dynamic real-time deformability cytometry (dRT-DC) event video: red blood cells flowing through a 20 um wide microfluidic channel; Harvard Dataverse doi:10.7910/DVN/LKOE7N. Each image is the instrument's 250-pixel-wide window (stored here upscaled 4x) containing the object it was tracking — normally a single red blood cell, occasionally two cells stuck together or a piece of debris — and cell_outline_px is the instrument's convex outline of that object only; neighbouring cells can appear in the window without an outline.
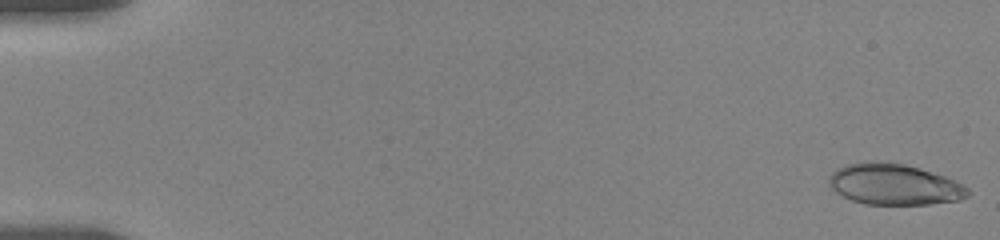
{"species": "human", "species_latin": "Homo sapiens", "temperature_condition": "room temperature", "stored_images_in_passage": 24, "camera_frame_rate_fps": 3000, "um_per_image_px": 0.085, "donor": {"sex": "female"}, "frame": {"image": 1, "passage_image": 1, "time_ms": 0.0, "image_size_px": [1000, 240], "cell_outline_px": [[968, 196], [960, 200], [928, 204], [864, 204], [852, 200], [836, 192], [828, 184], [828, 176], [836, 168], [848, 164], [868, 160], [876, 160], [904, 164], [920, 168], [944, 176], [968, 188]], "centroid_in_image_um": [75.95, 15.66], "position_along_channel_um": 9.0, "area_um2": 33.18}}
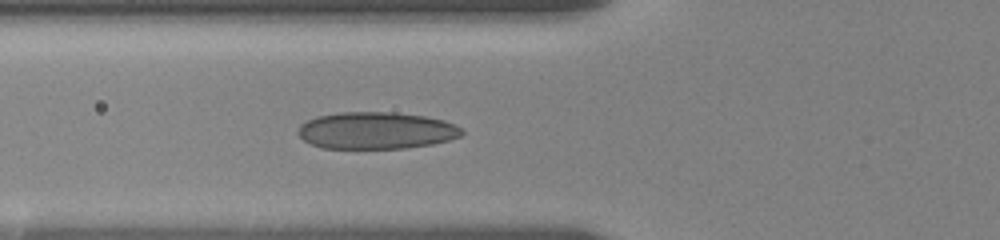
{"frame": {"image": 2, "passage_image": 18, "time_ms": 6.667, "image_size_px": [1000, 240], "cell_outline_px": [[464, 132], [460, 136], [448, 140], [432, 144], [404, 148], [320, 148], [304, 140], [296, 132], [300, 124], [316, 116], [340, 112], [392, 112], [424, 116], [444, 120], [460, 128]], "centroid_in_image_um": [31.94, 11.09], "position_along_channel_um": 93.9, "area_um2": 35.2}}
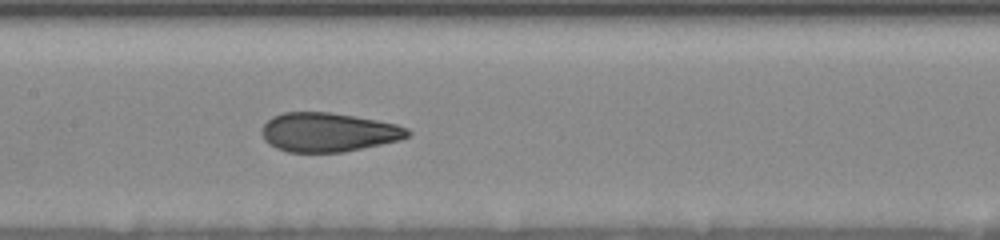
{"frame": {"image": 3, "passage_image": 24, "time_ms": 9.0, "image_size_px": [1000, 240], "cell_outline_px": [[412, 132], [408, 136], [400, 140], [344, 152], [288, 152], [276, 148], [268, 144], [264, 140], [260, 132], [264, 124], [272, 116], [284, 112], [328, 112], [376, 120], [396, 124], [408, 128]], "centroid_in_image_um": [27.88, 11.24], "position_along_channel_um": 179.5, "area_um2": 33.23}}